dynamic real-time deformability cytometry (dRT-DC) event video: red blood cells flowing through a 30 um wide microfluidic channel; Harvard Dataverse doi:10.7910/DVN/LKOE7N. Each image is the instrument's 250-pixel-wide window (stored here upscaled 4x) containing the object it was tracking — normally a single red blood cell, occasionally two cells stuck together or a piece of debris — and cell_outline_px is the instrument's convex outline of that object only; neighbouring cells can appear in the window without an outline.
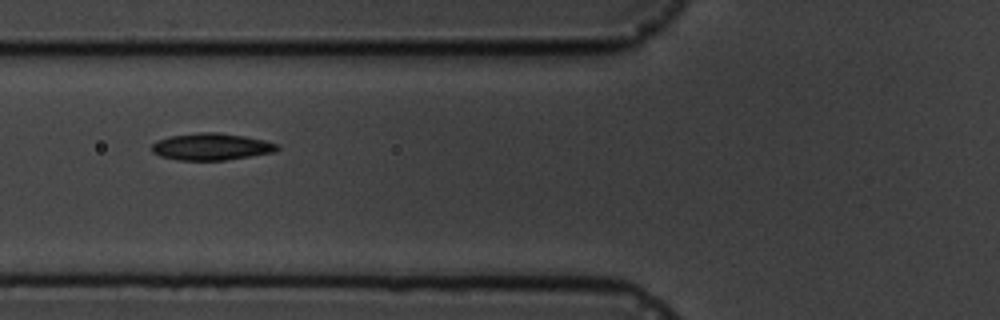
{"species": "common noctule bat (a hibernating species)", "species_latin": "Nyctalus noctula", "temperature_condition": "cold", "stored_images_in_passage": 13, "segment_of_instrument_passage": [1, 2], "camera_frame_rate_fps": 3000, "um_per_image_px": 0.085, "animal": {"sex": "male", "body_mass_g": 19.5, "forearm_length_mm": 54.6}, "frame": {"image": 1, "passage_image": 2, "time_ms": 1.0, "image_size_px": [1000, 320], "cell_outline_px": [[280, 148], [276, 152], [224, 160], [176, 160], [160, 156], [152, 152], [152, 144], [156, 140], [168, 136], [196, 132], [220, 132], [244, 136], [264, 140], [280, 144]], "centroid_in_image_um": [17.96, 12.46], "position_along_channel_um": 107.8, "area_um2": 19.94}}
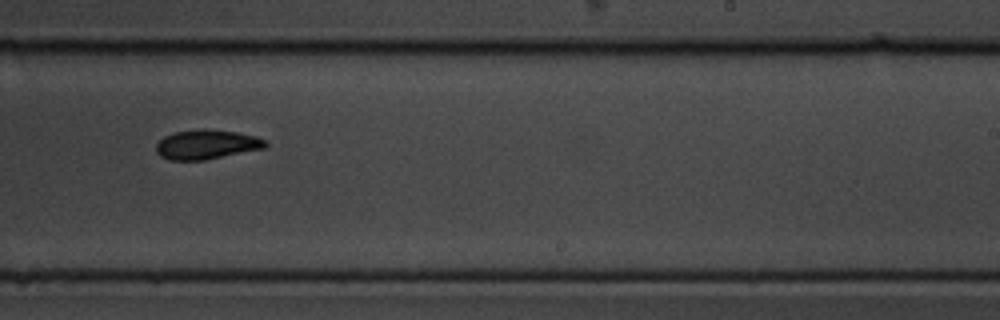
{"frame": {"image": 2, "passage_image": 6, "time_ms": 5.667, "image_size_px": [1000, 320], "cell_outline_px": [[268, 144], [264, 148], [204, 160], [168, 160], [160, 156], [156, 152], [156, 144], [164, 136], [176, 132], [204, 128], [236, 132], [256, 136], [264, 140]], "centroid_in_image_um": [17.53, 12.28], "position_along_channel_um": 271.5, "area_um2": 18.67}}
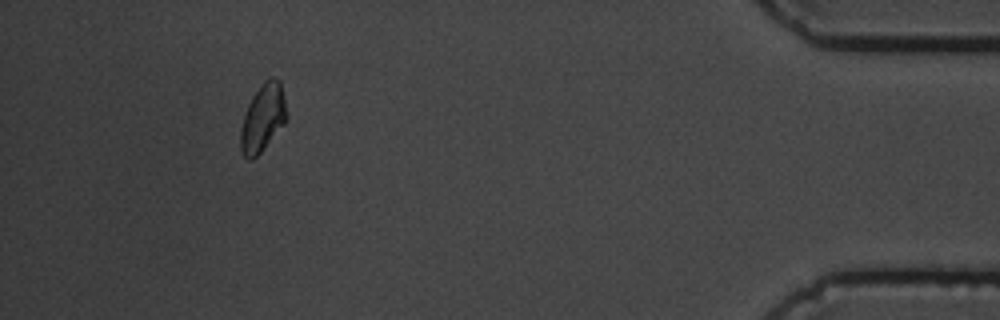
{"frame": {"image": 3, "passage_image": 11, "time_ms": 11.333, "image_size_px": [1000, 320], "cell_outline_px": [[288, 116], [284, 124], [260, 152], [252, 160], [248, 160], [244, 156], [240, 148], [240, 132], [244, 116], [248, 104], [252, 96], [264, 80], [268, 76], [272, 76], [280, 80]], "centroid_in_image_um": [22.34, 9.99], "position_along_channel_um": 412.9, "area_um2": 18.09}}